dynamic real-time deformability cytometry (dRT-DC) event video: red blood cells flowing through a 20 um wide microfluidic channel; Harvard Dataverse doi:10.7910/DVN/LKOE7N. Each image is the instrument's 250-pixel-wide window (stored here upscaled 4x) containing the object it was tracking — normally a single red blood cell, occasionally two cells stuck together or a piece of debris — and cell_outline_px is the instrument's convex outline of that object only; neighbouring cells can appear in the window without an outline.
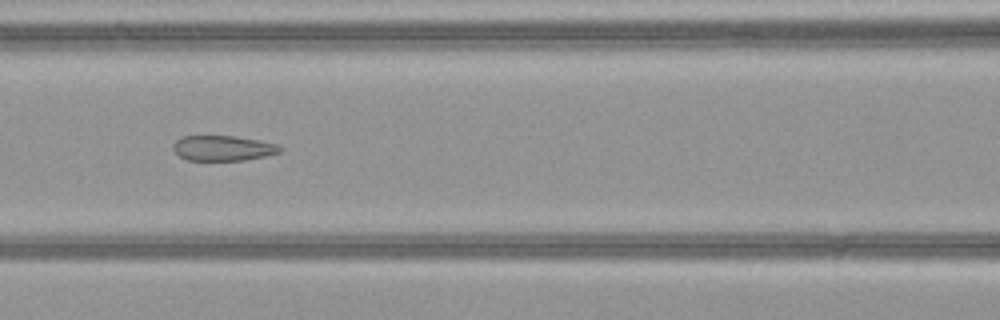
{"species": "common noctule bat (a hibernating species)", "species_latin": "Nyctalus noctula", "temperature_condition": "warm", "stored_images_in_passage": 30, "camera_frame_rate_fps": 3000, "um_per_image_px": 0.085, "animal": {"sex": "female", "body_mass_g": 21.9}, "frame": {"image": 1, "passage_image": 8, "time_ms": 2.333, "image_size_px": [1000, 320], "cell_outline_px": [[284, 148], [280, 152], [264, 156], [244, 160], [188, 160], [180, 156], [172, 148], [172, 144], [176, 140], [184, 136], [232, 136], [260, 140], [276, 144]], "centroid_in_image_um": [18.95, 12.59], "position_along_channel_um": 147.6, "area_um2": 15.61}}
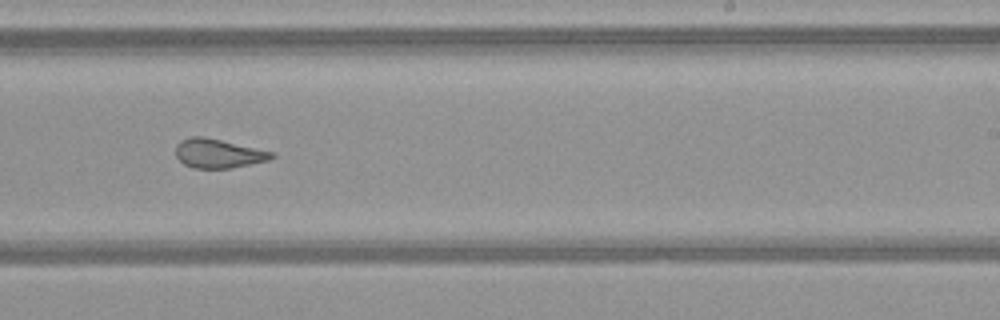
{"frame": {"image": 2, "passage_image": 17, "time_ms": 5.333, "image_size_px": [1000, 320], "cell_outline_px": [[276, 156], [268, 160], [232, 168], [192, 168], [184, 164], [176, 156], [176, 144], [180, 140], [188, 136], [204, 136], [276, 152]], "centroid_in_image_um": [18.56, 13.03], "position_along_channel_um": 270.4, "area_um2": 16.47}}
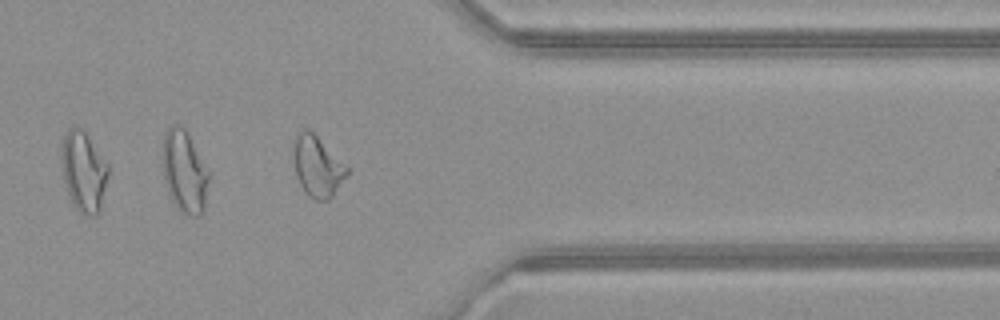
{"frame": {"image": 3, "passage_image": 26, "time_ms": 8.333, "image_size_px": [1000, 320], "cell_outline_px": [[348, 172], [332, 196], [328, 200], [316, 200], [308, 196], [304, 192], [296, 176], [292, 156], [292, 148], [296, 136], [304, 128], [308, 128], [348, 168]], "centroid_in_image_um": [26.92, 14.15], "position_along_channel_um": 384.5, "area_um2": 18.61}, "authors_computed_cell_mechanics": {"area_um2": 16.8776, "velocity_mm_per_s": 4.1072, "shape_relaxation_time_tau1_ms": null, "shape_relaxation_time_tau2_ms": 1.4639, "deformation_change_tau1": null, "deformation_change_tau2": 0.0944}}